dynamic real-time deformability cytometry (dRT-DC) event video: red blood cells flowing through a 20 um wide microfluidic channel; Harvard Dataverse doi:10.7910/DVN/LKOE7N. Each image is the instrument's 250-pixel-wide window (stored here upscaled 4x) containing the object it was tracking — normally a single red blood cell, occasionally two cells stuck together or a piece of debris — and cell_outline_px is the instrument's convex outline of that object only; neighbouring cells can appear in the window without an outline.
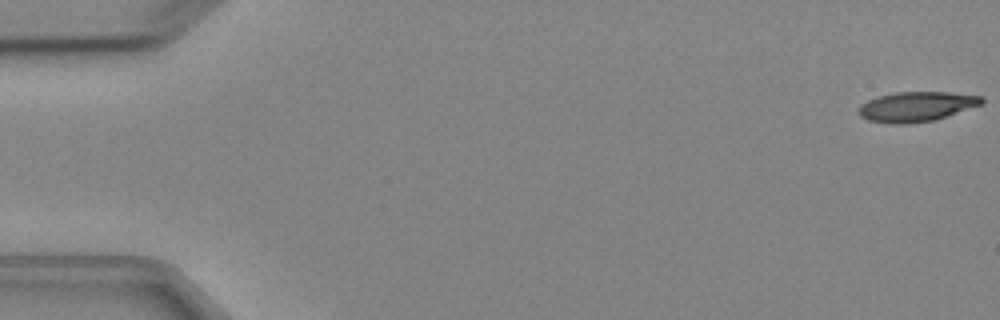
{"species": "Egyptian fruit bat (a non-hibernating species)", "species_latin": "Rousettus aegyptiacus", "temperature_condition": "cold", "stored_images_in_passage": 5, "camera_frame_rate_fps": 3000, "um_per_image_px": 0.085, "animal": {"sex": "female"}, "frame": {"image": 1, "passage_image": 1, "time_ms": 0.0, "image_size_px": [1000, 320], "cell_outline_px": [[984, 104], [936, 120], [908, 124], [888, 124], [868, 120], [860, 116], [856, 112], [856, 108], [860, 104], [868, 100], [880, 96], [896, 92], [948, 92], [980, 96], [984, 100]], "centroid_in_image_um": [77.87, 9.08], "position_along_channel_um": 7.1, "area_um2": 21.73}}